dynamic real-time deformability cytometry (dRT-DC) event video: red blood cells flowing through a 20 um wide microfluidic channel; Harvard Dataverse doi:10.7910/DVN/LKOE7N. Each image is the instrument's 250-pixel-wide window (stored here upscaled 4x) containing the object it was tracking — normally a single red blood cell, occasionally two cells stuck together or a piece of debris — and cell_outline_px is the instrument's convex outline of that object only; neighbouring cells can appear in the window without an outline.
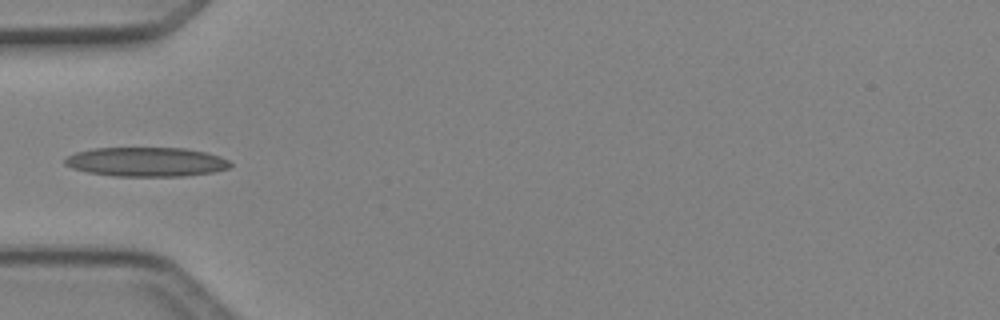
{"species": "Egyptian fruit bat (a non-hibernating species)", "species_latin": "Rousettus aegyptiacus", "temperature_condition": "cold", "stored_images_in_passage": 33, "camera_frame_rate_fps": 3000, "um_per_image_px": 0.085, "animal": {"sex": "female"}, "frame": {"image": 1, "passage_image": 1, "time_ms": 0.0, "image_size_px": [1000, 320], "cell_outline_px": [[232, 164], [228, 168], [212, 172], [184, 176], [112, 176], [88, 172], [72, 168], [64, 164], [64, 160], [68, 156], [76, 152], [92, 148], [184, 148], [208, 152], [220, 156], [228, 160]], "centroid_in_image_um": [12.43, 13.75], "position_along_channel_um": 72.6, "area_um2": 28.26}}
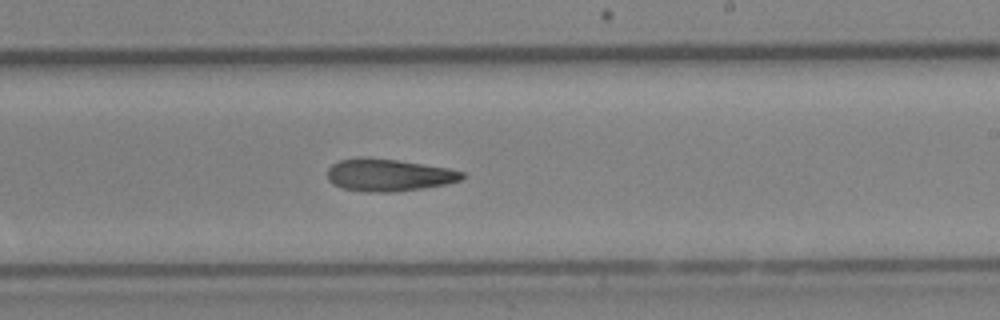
{"frame": {"image": 2, "passage_image": 14, "time_ms": 4.333, "image_size_px": [1000, 320], "cell_outline_px": [[464, 176], [460, 180], [444, 184], [396, 192], [368, 192], [344, 188], [332, 184], [328, 180], [328, 168], [332, 164], [340, 160], [360, 156], [364, 156], [396, 160], [448, 168], [464, 172]], "centroid_in_image_um": [32.98, 14.87], "position_along_channel_um": 256.0, "area_um2": 25.26}}
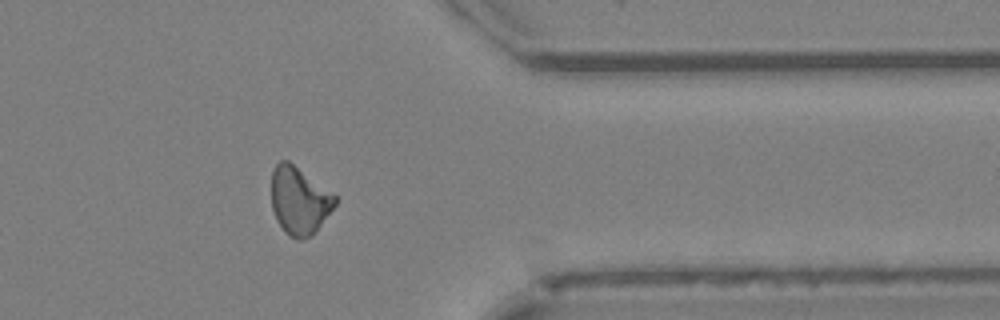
{"frame": {"image": 3, "passage_image": 24, "time_ms": 7.667, "image_size_px": [1000, 320], "cell_outline_px": [[336, 204], [320, 224], [304, 240], [296, 240], [288, 236], [284, 232], [276, 220], [272, 208], [272, 172], [276, 164], [280, 160], [288, 160], [336, 196]], "centroid_in_image_um": [25.4, 17.06], "position_along_channel_um": 386.0, "area_um2": 24.68}}